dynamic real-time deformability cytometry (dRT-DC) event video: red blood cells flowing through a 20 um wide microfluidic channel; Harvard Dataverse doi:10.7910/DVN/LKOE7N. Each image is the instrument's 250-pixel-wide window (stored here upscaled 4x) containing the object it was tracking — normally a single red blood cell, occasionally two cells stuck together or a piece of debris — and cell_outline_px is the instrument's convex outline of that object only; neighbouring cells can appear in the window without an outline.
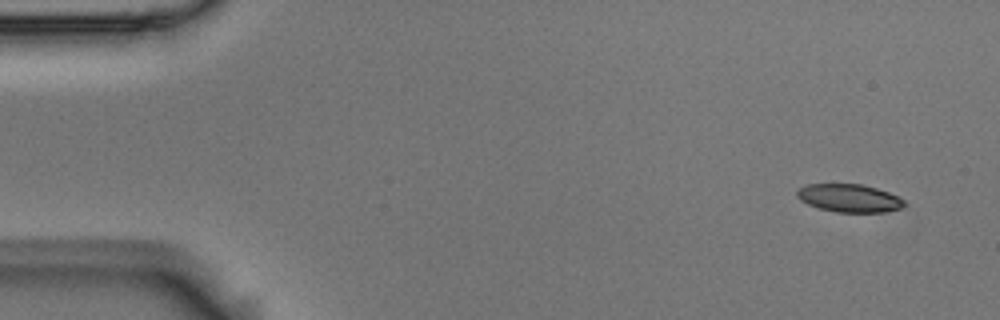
{"species": "Egyptian fruit bat (a non-hibernating species)", "species_latin": "Rousettus aegyptiacus", "temperature_condition": "room temperature", "stored_images_in_passage": 4, "camera_frame_rate_fps": 3000, "um_per_image_px": 0.085, "animal": {"sex": "male"}, "frame": {"image": 1, "passage_image": 1, "time_ms": 0.0, "image_size_px": [1000, 320], "cell_outline_px": [[904, 204], [900, 208], [884, 212], [836, 212], [820, 208], [808, 204], [800, 200], [796, 196], [796, 192], [800, 188], [808, 184], [860, 184], [876, 188], [888, 192], [904, 200]], "centroid_in_image_um": [72.16, 16.84], "position_along_channel_um": 12.8, "area_um2": 17.28}}
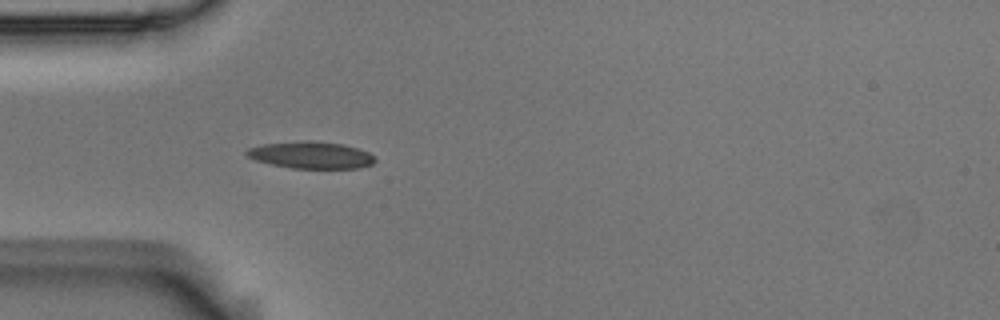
{"frame": {"image": 2, "passage_image": 4, "time_ms": 1.0, "image_size_px": [1000, 320], "cell_outline_px": [[376, 160], [372, 164], [360, 168], [292, 168], [272, 164], [256, 160], [248, 156], [244, 152], [248, 148], [264, 144], [304, 140], [312, 140], [344, 144], [360, 148], [376, 156]], "centroid_in_image_um": [26.49, 13.17], "position_along_channel_um": 58.5, "area_um2": 20.29}}